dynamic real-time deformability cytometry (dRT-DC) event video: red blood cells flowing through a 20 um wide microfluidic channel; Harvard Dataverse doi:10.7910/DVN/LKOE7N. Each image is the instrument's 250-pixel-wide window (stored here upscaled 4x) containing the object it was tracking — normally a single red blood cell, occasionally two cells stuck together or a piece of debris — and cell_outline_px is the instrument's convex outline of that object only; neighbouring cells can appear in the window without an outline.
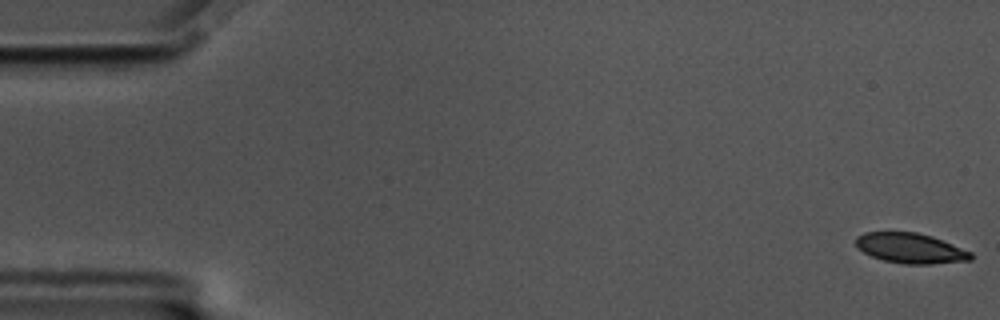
{"species": "common noctule bat (a hibernating species)", "species_latin": "Nyctalus noctula", "temperature_condition": "cold", "stored_images_in_passage": 16, "camera_frame_rate_fps": 3000, "um_per_image_px": 0.085, "animal": {"sex": "male", "body_mass_g": 17.5, "forearm_length_mm": 52.3}, "frame": {"image": 1, "passage_image": 1, "time_ms": 0.0, "image_size_px": [1000, 320], "cell_outline_px": [[972, 260], [928, 264], [904, 264], [884, 260], [872, 256], [856, 248], [856, 236], [864, 232], [916, 232], [932, 236], [972, 252]], "centroid_in_image_um": [77.37, 21.09], "position_along_channel_um": 7.6, "area_um2": 20.17}}